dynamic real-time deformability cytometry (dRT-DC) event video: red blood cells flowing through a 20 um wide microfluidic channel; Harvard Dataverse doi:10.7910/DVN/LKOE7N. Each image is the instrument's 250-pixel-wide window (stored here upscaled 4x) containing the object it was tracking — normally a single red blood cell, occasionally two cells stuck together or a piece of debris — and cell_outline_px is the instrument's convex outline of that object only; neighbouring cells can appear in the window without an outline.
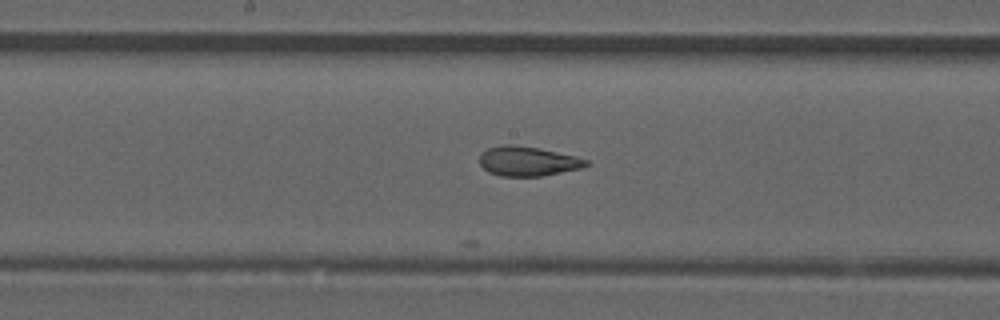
{"species": "common noctule bat (a hibernating species)", "species_latin": "Nyctalus noctula", "temperature_condition": "room temperature", "stored_images_in_passage": 24, "camera_frame_rate_fps": 3000, "um_per_image_px": 0.085, "animal": {"sex": "male", "forearm_length_mm": 52.5}, "frame": {"image": 1, "passage_image": 18, "time_ms": 5.667, "image_size_px": [1000, 320], "cell_outline_px": [[588, 164], [584, 168], [540, 176], [500, 176], [488, 172], [480, 164], [480, 156], [488, 148], [504, 144], [512, 144], [536, 148], [576, 156], [588, 160]], "centroid_in_image_um": [44.87, 13.71], "position_along_channel_um": 203.3, "area_um2": 18.21}}